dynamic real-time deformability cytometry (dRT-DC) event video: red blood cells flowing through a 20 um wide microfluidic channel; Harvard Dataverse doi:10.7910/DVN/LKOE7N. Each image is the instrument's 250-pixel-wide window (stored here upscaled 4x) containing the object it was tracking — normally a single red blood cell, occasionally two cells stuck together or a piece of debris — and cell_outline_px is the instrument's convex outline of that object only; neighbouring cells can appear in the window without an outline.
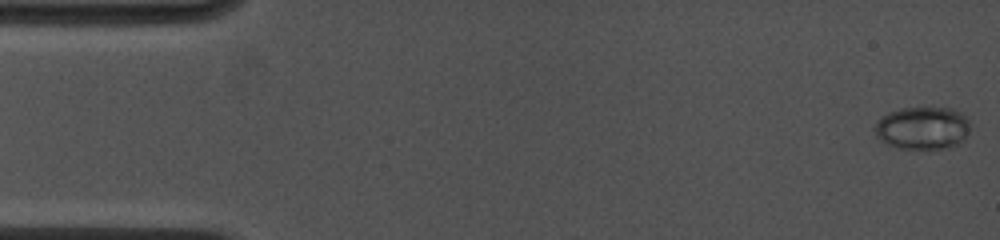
{"species": "common noctule bat (a hibernating species)", "species_latin": "Nyctalus noctula", "temperature_condition": "cold", "stored_images_in_passage": 34, "camera_frame_rate_fps": 4500, "um_per_image_px": 0.085, "animal": {"sex": "female", "body_mass_g": 19.0, "forearm_length_mm": 53.3}, "frame": {"image": 1, "passage_image": 1, "time_ms": 0.0, "image_size_px": [1000, 240], "cell_outline_px": [[968, 132], [964, 140], [948, 148], [896, 148], [880, 140], [876, 136], [876, 120], [880, 116], [888, 112], [900, 108], [952, 108], [960, 112], [968, 120]], "centroid_in_image_um": [78.39, 10.87], "position_along_channel_um": 6.6, "area_um2": 23.64}}
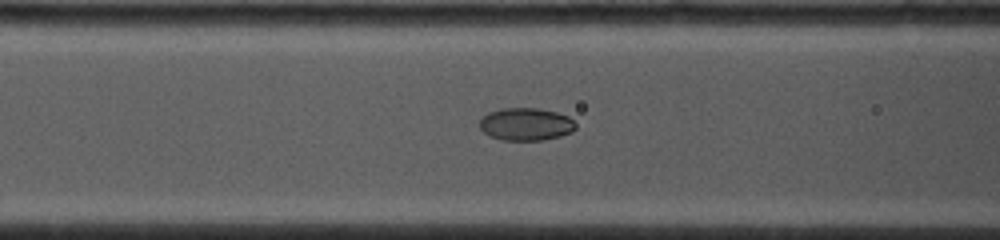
{"frame": {"image": 2, "passage_image": 26, "time_ms": 6.222, "image_size_px": [1000, 240], "cell_outline_px": [[576, 128], [572, 132], [560, 136], [544, 140], [500, 140], [484, 132], [480, 128], [480, 120], [488, 112], [500, 108], [536, 108], [556, 112], [568, 116], [576, 124]], "centroid_in_image_um": [44.71, 10.55], "position_along_channel_um": 121.9, "area_um2": 18.26}}
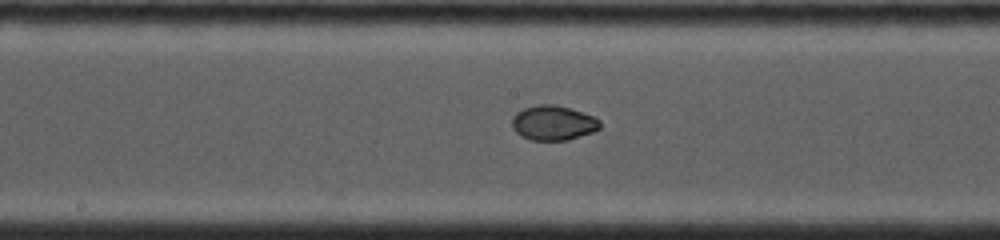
{"frame": {"image": 3, "passage_image": 34, "time_ms": 8.222, "image_size_px": [1000, 240], "cell_outline_px": [[600, 128], [592, 132], [568, 140], [532, 140], [520, 136], [512, 128], [512, 116], [516, 112], [524, 108], [540, 104], [556, 104], [572, 108], [592, 116], [600, 120]], "centroid_in_image_um": [47.0, 10.44], "position_along_channel_um": 201.2, "area_um2": 17.92}}